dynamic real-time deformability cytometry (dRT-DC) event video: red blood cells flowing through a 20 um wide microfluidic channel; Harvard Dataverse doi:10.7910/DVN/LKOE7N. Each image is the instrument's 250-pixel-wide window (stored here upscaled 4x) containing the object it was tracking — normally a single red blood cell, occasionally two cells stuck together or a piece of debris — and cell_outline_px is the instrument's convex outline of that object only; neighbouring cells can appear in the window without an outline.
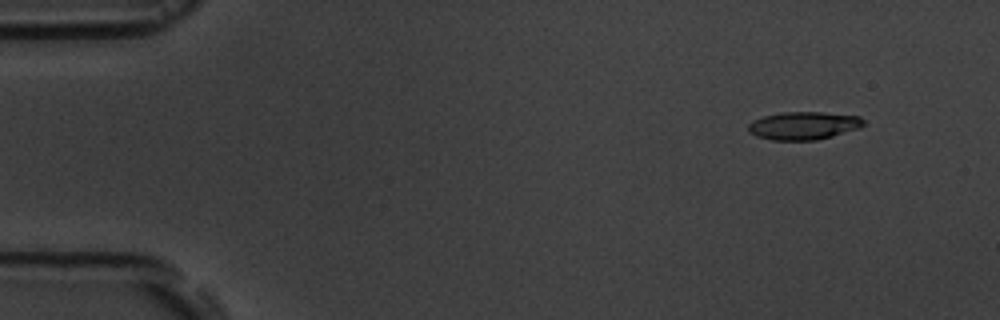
{"species": "common noctule bat (a hibernating species)", "species_latin": "Nyctalus noctula", "temperature_condition": "room temperature", "stored_images_in_passage": 4, "camera_frame_rate_fps": 3000, "um_per_image_px": 0.085, "animal": {"sex": "male", "body_mass_g": 19.5, "forearm_length_mm": 54.6}, "frame": {"image": 1, "passage_image": 1, "time_ms": 0.0, "image_size_px": [1000, 320], "cell_outline_px": [[864, 124], [860, 128], [832, 136], [816, 140], [772, 140], [756, 136], [748, 132], [748, 124], [752, 120], [764, 116], [784, 112], [824, 112], [860, 116], [864, 120]], "centroid_in_image_um": [68.3, 10.68], "position_along_channel_um": 16.7, "area_um2": 18.84}}
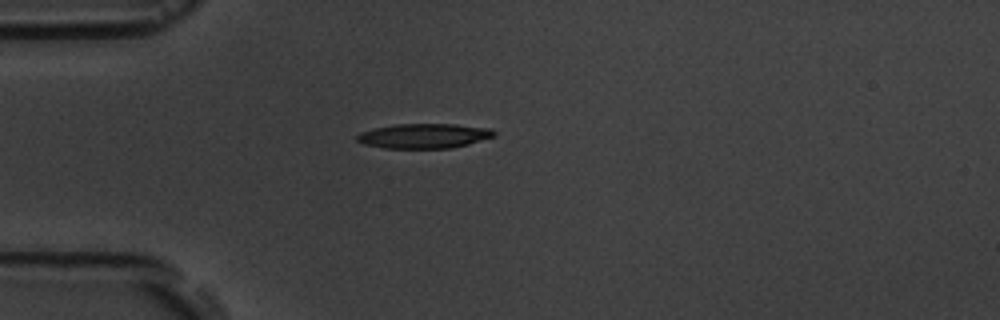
{"frame": {"image": 2, "passage_image": 3, "time_ms": 3.333, "image_size_px": [1000, 320], "cell_outline_px": [[496, 136], [468, 144], [448, 148], [384, 148], [364, 144], [356, 140], [356, 136], [360, 132], [376, 128], [396, 124], [456, 124], [492, 128], [496, 132]], "centroid_in_image_um": [36.07, 11.55], "position_along_channel_um": 48.9, "area_um2": 19.77}}